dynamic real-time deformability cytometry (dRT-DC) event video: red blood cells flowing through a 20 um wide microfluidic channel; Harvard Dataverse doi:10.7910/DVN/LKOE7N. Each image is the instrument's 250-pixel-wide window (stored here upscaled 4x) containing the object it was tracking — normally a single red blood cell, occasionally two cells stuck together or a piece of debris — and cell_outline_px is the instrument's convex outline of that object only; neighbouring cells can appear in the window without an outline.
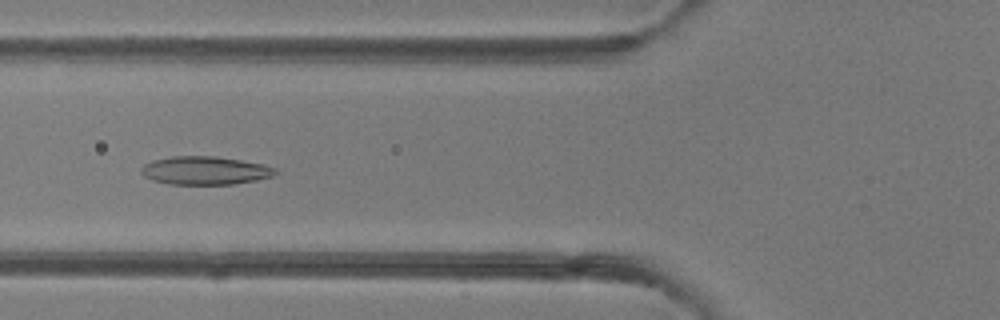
{"species": "common noctule bat (a hibernating species)", "species_latin": "Nyctalus noctula", "temperature_condition": "room temperature", "stored_images_in_passage": 48, "camera_frame_rate_fps": 3000, "um_per_image_px": 0.085, "animal": {"sex": "female"}, "frame": {"image": 1, "passage_image": 18, "time_ms": 5.667, "image_size_px": [1000, 320], "cell_outline_px": [[280, 172], [272, 176], [256, 180], [236, 184], [168, 184], [152, 180], [144, 176], [140, 172], [140, 168], [144, 164], [152, 160], [172, 156], [216, 156], [264, 164], [276, 168]], "centroid_in_image_um": [17.43, 14.49], "position_along_channel_um": 108.4, "area_um2": 22.31}}
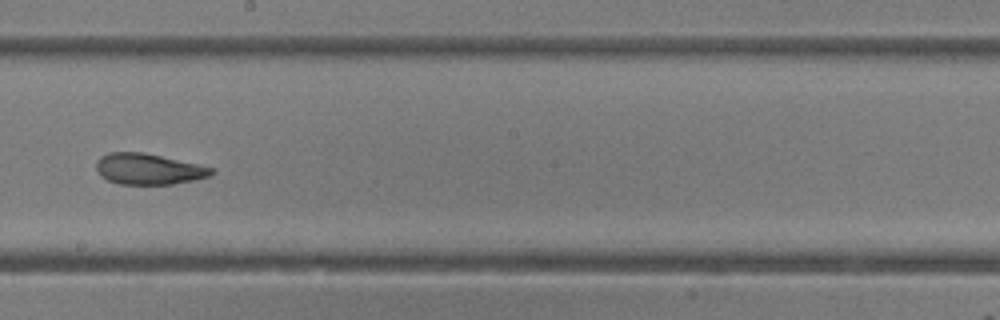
{"frame": {"image": 2, "passage_image": 27, "time_ms": 8.667, "image_size_px": [1000, 320], "cell_outline_px": [[216, 172], [208, 176], [192, 180], [172, 184], [120, 184], [108, 180], [96, 168], [96, 160], [100, 156], [108, 152], [144, 152], [196, 164], [212, 168]], "centroid_in_image_um": [12.6, 14.35], "position_along_channel_um": 235.6, "area_um2": 20.46}}
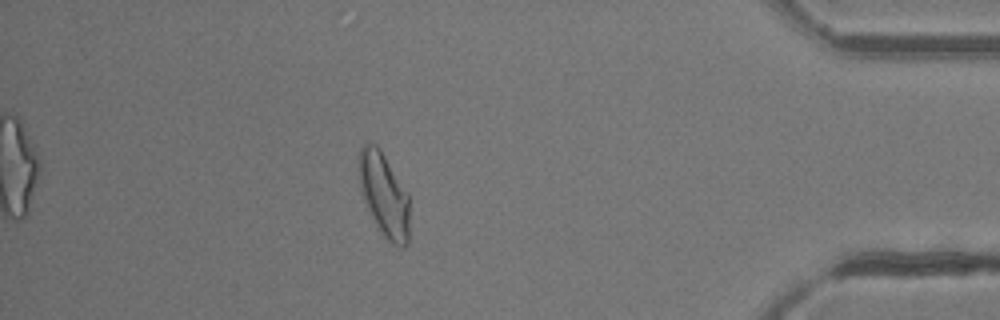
{"frame": {"image": 3, "passage_image": 42, "time_ms": 13.667, "image_size_px": [1000, 320], "cell_outline_px": [[408, 244], [404, 248], [400, 248], [392, 244], [380, 232], [364, 200], [360, 184], [360, 148], [364, 144], [376, 144], [380, 148], [408, 192]], "centroid_in_image_um": [32.68, 16.59], "position_along_channel_um": 402.5, "area_um2": 24.33}, "authors_computed_cell_mechanics": {"area_um2": 23.4668, "velocity_mm_per_s": 4.2323, "shape_relaxation_time_tau1_ms": 9.9652, "shape_relaxation_time_tau2_ms": 2.1993, "deformation_change_tau1": 0.2458, "deformation_change_tau2": 0.0818}}